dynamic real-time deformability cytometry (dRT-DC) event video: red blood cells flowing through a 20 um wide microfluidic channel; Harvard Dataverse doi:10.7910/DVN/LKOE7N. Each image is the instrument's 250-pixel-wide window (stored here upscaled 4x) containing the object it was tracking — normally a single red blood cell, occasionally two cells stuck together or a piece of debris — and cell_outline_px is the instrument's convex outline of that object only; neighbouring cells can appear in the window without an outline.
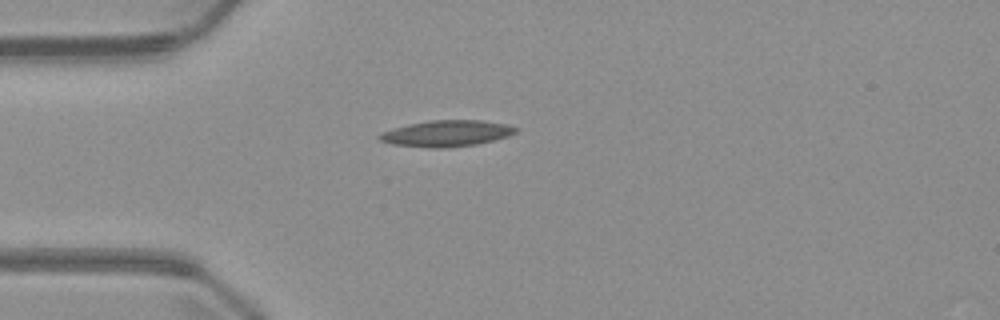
{"species": "common noctule bat (a hibernating species)", "species_latin": "Nyctalus noctula", "temperature_condition": "warm", "stored_images_in_passage": 2, "camera_frame_rate_fps": 3000, "um_per_image_px": 0.085, "animal": {"sex": "male", "body_mass_g": 23.1, "forearm_length_mm": 52.7}, "frame": {"image": 1, "passage_image": 1, "time_ms": 0.0, "image_size_px": [1000, 320], "cell_outline_px": [[520, 128], [516, 132], [508, 136], [476, 144], [448, 148], [428, 148], [392, 144], [380, 140], [376, 136], [380, 132], [392, 128], [408, 124], [432, 120], [484, 120], [508, 124]], "centroid_in_image_um": [37.95, 11.34], "position_along_channel_um": 47.0, "area_um2": 21.04}}